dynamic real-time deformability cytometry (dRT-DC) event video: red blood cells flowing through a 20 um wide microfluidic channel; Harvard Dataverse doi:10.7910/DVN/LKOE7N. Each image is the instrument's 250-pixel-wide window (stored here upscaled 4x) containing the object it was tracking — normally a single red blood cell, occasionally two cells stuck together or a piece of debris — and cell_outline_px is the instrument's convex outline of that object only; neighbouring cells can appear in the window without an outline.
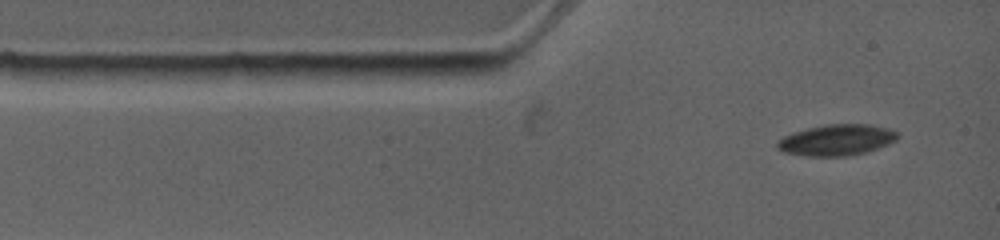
{"species": "common noctule bat (a hibernating species)", "species_latin": "Nyctalus noctula", "temperature_condition": "warm", "stored_images_in_passage": 5, "camera_frame_rate_fps": 4500, "um_per_image_px": 0.085, "animal": {"sex": "female", "body_mass_g": 19.0, "forearm_length_mm": 53.3}, "frame": {"image": 1, "passage_image": 1, "time_ms": 0.0, "image_size_px": [1000, 240], "cell_outline_px": [[900, 136], [896, 140], [876, 148], [864, 152], [844, 156], [804, 156], [784, 152], [776, 148], [776, 140], [784, 136], [808, 128], [824, 124], [868, 124], [888, 128], [896, 132]], "centroid_in_image_um": [71.07, 11.89], "position_along_channel_um": 13.9, "area_um2": 21.62}}
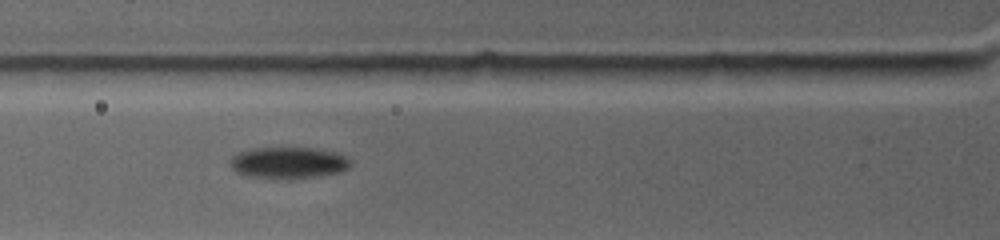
{"frame": {"image": 2, "passage_image": 4, "time_ms": 3.111, "image_size_px": [1000, 240], "cell_outline_px": [[352, 160], [348, 168], [340, 172], [288, 180], [244, 176], [236, 172], [232, 168], [232, 156], [240, 152], [256, 148], [316, 148], [336, 152], [348, 156]], "centroid_in_image_um": [24.55, 13.84], "position_along_channel_um": 101.2, "area_um2": 22.25}}
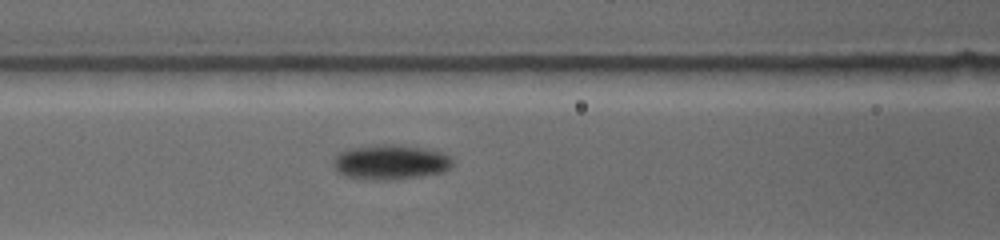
{"frame": {"image": 3, "passage_image": 5, "time_ms": 4.0, "image_size_px": [1000, 240], "cell_outline_px": [[452, 164], [444, 172], [420, 176], [376, 180], [364, 180], [348, 176], [340, 172], [336, 168], [336, 156], [340, 152], [348, 148], [376, 144], [396, 144], [424, 148], [444, 152], [452, 156]], "centroid_in_image_um": [33.24, 13.76], "position_along_channel_um": 133.4, "area_um2": 24.04}}